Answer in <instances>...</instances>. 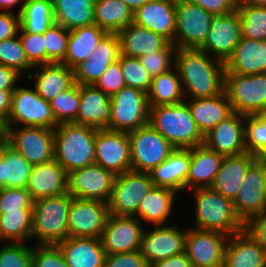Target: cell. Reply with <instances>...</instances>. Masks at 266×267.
I'll return each mask as SVG.
<instances>
[{"label": "cell", "mask_w": 266, "mask_h": 267, "mask_svg": "<svg viewBox=\"0 0 266 267\" xmlns=\"http://www.w3.org/2000/svg\"><path fill=\"white\" fill-rule=\"evenodd\" d=\"M175 66L185 99L212 97L224 92L225 63L206 52L198 48H177Z\"/></svg>", "instance_id": "6da1fadb"}, {"label": "cell", "mask_w": 266, "mask_h": 267, "mask_svg": "<svg viewBox=\"0 0 266 267\" xmlns=\"http://www.w3.org/2000/svg\"><path fill=\"white\" fill-rule=\"evenodd\" d=\"M195 199L194 227L233 235L245 230V223L235 212L233 200L210 187L192 189Z\"/></svg>", "instance_id": "7a4b0ae2"}, {"label": "cell", "mask_w": 266, "mask_h": 267, "mask_svg": "<svg viewBox=\"0 0 266 267\" xmlns=\"http://www.w3.org/2000/svg\"><path fill=\"white\" fill-rule=\"evenodd\" d=\"M98 129L62 123L54 128V159L69 173L95 163Z\"/></svg>", "instance_id": "3957f363"}, {"label": "cell", "mask_w": 266, "mask_h": 267, "mask_svg": "<svg viewBox=\"0 0 266 267\" xmlns=\"http://www.w3.org/2000/svg\"><path fill=\"white\" fill-rule=\"evenodd\" d=\"M149 124L175 148L191 149L204 142L185 101L151 107Z\"/></svg>", "instance_id": "277c9868"}, {"label": "cell", "mask_w": 266, "mask_h": 267, "mask_svg": "<svg viewBox=\"0 0 266 267\" xmlns=\"http://www.w3.org/2000/svg\"><path fill=\"white\" fill-rule=\"evenodd\" d=\"M72 196L67 192L33 201L31 239L36 245H56L69 237L68 214Z\"/></svg>", "instance_id": "5b68a950"}, {"label": "cell", "mask_w": 266, "mask_h": 267, "mask_svg": "<svg viewBox=\"0 0 266 267\" xmlns=\"http://www.w3.org/2000/svg\"><path fill=\"white\" fill-rule=\"evenodd\" d=\"M224 92L235 113L245 116L266 113V73H225Z\"/></svg>", "instance_id": "8992f818"}, {"label": "cell", "mask_w": 266, "mask_h": 267, "mask_svg": "<svg viewBox=\"0 0 266 267\" xmlns=\"http://www.w3.org/2000/svg\"><path fill=\"white\" fill-rule=\"evenodd\" d=\"M109 129L130 132L149 123L147 94L140 89L123 87L110 97Z\"/></svg>", "instance_id": "52a82bcc"}, {"label": "cell", "mask_w": 266, "mask_h": 267, "mask_svg": "<svg viewBox=\"0 0 266 267\" xmlns=\"http://www.w3.org/2000/svg\"><path fill=\"white\" fill-rule=\"evenodd\" d=\"M56 123L49 101L37 94L33 87L17 86L12 92L10 114L3 127H45L54 129Z\"/></svg>", "instance_id": "ba28073f"}, {"label": "cell", "mask_w": 266, "mask_h": 267, "mask_svg": "<svg viewBox=\"0 0 266 267\" xmlns=\"http://www.w3.org/2000/svg\"><path fill=\"white\" fill-rule=\"evenodd\" d=\"M128 134L133 171L149 172L164 162L176 149L149 123Z\"/></svg>", "instance_id": "9c48e42d"}, {"label": "cell", "mask_w": 266, "mask_h": 267, "mask_svg": "<svg viewBox=\"0 0 266 267\" xmlns=\"http://www.w3.org/2000/svg\"><path fill=\"white\" fill-rule=\"evenodd\" d=\"M9 145L32 166L54 159V129L45 127H3Z\"/></svg>", "instance_id": "30bf717a"}, {"label": "cell", "mask_w": 266, "mask_h": 267, "mask_svg": "<svg viewBox=\"0 0 266 267\" xmlns=\"http://www.w3.org/2000/svg\"><path fill=\"white\" fill-rule=\"evenodd\" d=\"M153 186L148 172L130 170L116 175L107 203L109 214L133 216L141 200Z\"/></svg>", "instance_id": "8fae6325"}, {"label": "cell", "mask_w": 266, "mask_h": 267, "mask_svg": "<svg viewBox=\"0 0 266 267\" xmlns=\"http://www.w3.org/2000/svg\"><path fill=\"white\" fill-rule=\"evenodd\" d=\"M215 15L188 0L176 4V48H199L206 40Z\"/></svg>", "instance_id": "7c38bea8"}, {"label": "cell", "mask_w": 266, "mask_h": 267, "mask_svg": "<svg viewBox=\"0 0 266 267\" xmlns=\"http://www.w3.org/2000/svg\"><path fill=\"white\" fill-rule=\"evenodd\" d=\"M228 239L222 232L187 228L184 252L193 267H224Z\"/></svg>", "instance_id": "4fadbf2b"}, {"label": "cell", "mask_w": 266, "mask_h": 267, "mask_svg": "<svg viewBox=\"0 0 266 267\" xmlns=\"http://www.w3.org/2000/svg\"><path fill=\"white\" fill-rule=\"evenodd\" d=\"M116 175L94 163L68 173V193L75 198L108 203Z\"/></svg>", "instance_id": "5bb4252c"}, {"label": "cell", "mask_w": 266, "mask_h": 267, "mask_svg": "<svg viewBox=\"0 0 266 267\" xmlns=\"http://www.w3.org/2000/svg\"><path fill=\"white\" fill-rule=\"evenodd\" d=\"M95 163L115 175L132 170L128 132L98 129L95 138Z\"/></svg>", "instance_id": "9a60e30c"}, {"label": "cell", "mask_w": 266, "mask_h": 267, "mask_svg": "<svg viewBox=\"0 0 266 267\" xmlns=\"http://www.w3.org/2000/svg\"><path fill=\"white\" fill-rule=\"evenodd\" d=\"M265 174L266 157H258L246 171L241 189L233 200L235 212L244 223L266 210Z\"/></svg>", "instance_id": "2e32d148"}, {"label": "cell", "mask_w": 266, "mask_h": 267, "mask_svg": "<svg viewBox=\"0 0 266 267\" xmlns=\"http://www.w3.org/2000/svg\"><path fill=\"white\" fill-rule=\"evenodd\" d=\"M241 37V18L236 9L229 14L217 15L213 18L207 38L198 49L226 63Z\"/></svg>", "instance_id": "e0dca14e"}, {"label": "cell", "mask_w": 266, "mask_h": 267, "mask_svg": "<svg viewBox=\"0 0 266 267\" xmlns=\"http://www.w3.org/2000/svg\"><path fill=\"white\" fill-rule=\"evenodd\" d=\"M109 216L108 204L73 197L69 206V237L100 238Z\"/></svg>", "instance_id": "ac0fdd59"}, {"label": "cell", "mask_w": 266, "mask_h": 267, "mask_svg": "<svg viewBox=\"0 0 266 267\" xmlns=\"http://www.w3.org/2000/svg\"><path fill=\"white\" fill-rule=\"evenodd\" d=\"M187 229L178 225H157L145 228L141 237L140 254L151 266L153 263L184 252Z\"/></svg>", "instance_id": "d6986e66"}, {"label": "cell", "mask_w": 266, "mask_h": 267, "mask_svg": "<svg viewBox=\"0 0 266 267\" xmlns=\"http://www.w3.org/2000/svg\"><path fill=\"white\" fill-rule=\"evenodd\" d=\"M144 229L134 216L109 214L100 237L102 247L106 254L137 251Z\"/></svg>", "instance_id": "ffe728a7"}, {"label": "cell", "mask_w": 266, "mask_h": 267, "mask_svg": "<svg viewBox=\"0 0 266 267\" xmlns=\"http://www.w3.org/2000/svg\"><path fill=\"white\" fill-rule=\"evenodd\" d=\"M120 42L117 33H107L86 61L73 68L77 84L95 85L108 66L119 60Z\"/></svg>", "instance_id": "44dd1931"}, {"label": "cell", "mask_w": 266, "mask_h": 267, "mask_svg": "<svg viewBox=\"0 0 266 267\" xmlns=\"http://www.w3.org/2000/svg\"><path fill=\"white\" fill-rule=\"evenodd\" d=\"M203 144L224 157L247 152L245 115L234 112L204 135Z\"/></svg>", "instance_id": "7402d4cb"}, {"label": "cell", "mask_w": 266, "mask_h": 267, "mask_svg": "<svg viewBox=\"0 0 266 267\" xmlns=\"http://www.w3.org/2000/svg\"><path fill=\"white\" fill-rule=\"evenodd\" d=\"M133 23L174 42L176 4L166 0H151L133 12Z\"/></svg>", "instance_id": "603a6c76"}, {"label": "cell", "mask_w": 266, "mask_h": 267, "mask_svg": "<svg viewBox=\"0 0 266 267\" xmlns=\"http://www.w3.org/2000/svg\"><path fill=\"white\" fill-rule=\"evenodd\" d=\"M33 201L68 192V172L55 160L34 165L26 186Z\"/></svg>", "instance_id": "cb8c5ba5"}, {"label": "cell", "mask_w": 266, "mask_h": 267, "mask_svg": "<svg viewBox=\"0 0 266 267\" xmlns=\"http://www.w3.org/2000/svg\"><path fill=\"white\" fill-rule=\"evenodd\" d=\"M79 92L80 104L74 123L95 129H109L110 96L95 85L79 84Z\"/></svg>", "instance_id": "d4e9b609"}, {"label": "cell", "mask_w": 266, "mask_h": 267, "mask_svg": "<svg viewBox=\"0 0 266 267\" xmlns=\"http://www.w3.org/2000/svg\"><path fill=\"white\" fill-rule=\"evenodd\" d=\"M257 158L258 156L248 152L224 157L210 188L234 200L241 189L246 171Z\"/></svg>", "instance_id": "484cf974"}, {"label": "cell", "mask_w": 266, "mask_h": 267, "mask_svg": "<svg viewBox=\"0 0 266 267\" xmlns=\"http://www.w3.org/2000/svg\"><path fill=\"white\" fill-rule=\"evenodd\" d=\"M185 101L203 136L234 113L225 92L212 97L185 99Z\"/></svg>", "instance_id": "4316f807"}, {"label": "cell", "mask_w": 266, "mask_h": 267, "mask_svg": "<svg viewBox=\"0 0 266 267\" xmlns=\"http://www.w3.org/2000/svg\"><path fill=\"white\" fill-rule=\"evenodd\" d=\"M189 164L190 149L176 148L164 162L151 169L148 174L154 186L179 193L186 191Z\"/></svg>", "instance_id": "83f0119b"}, {"label": "cell", "mask_w": 266, "mask_h": 267, "mask_svg": "<svg viewBox=\"0 0 266 267\" xmlns=\"http://www.w3.org/2000/svg\"><path fill=\"white\" fill-rule=\"evenodd\" d=\"M225 69V73L242 75L266 73V41L241 37Z\"/></svg>", "instance_id": "f1b7e54d"}, {"label": "cell", "mask_w": 266, "mask_h": 267, "mask_svg": "<svg viewBox=\"0 0 266 267\" xmlns=\"http://www.w3.org/2000/svg\"><path fill=\"white\" fill-rule=\"evenodd\" d=\"M56 246L69 267H104L106 252L100 238L67 237Z\"/></svg>", "instance_id": "f546056e"}, {"label": "cell", "mask_w": 266, "mask_h": 267, "mask_svg": "<svg viewBox=\"0 0 266 267\" xmlns=\"http://www.w3.org/2000/svg\"><path fill=\"white\" fill-rule=\"evenodd\" d=\"M224 267H266V251L246 231L229 236Z\"/></svg>", "instance_id": "4dcf8cb0"}, {"label": "cell", "mask_w": 266, "mask_h": 267, "mask_svg": "<svg viewBox=\"0 0 266 267\" xmlns=\"http://www.w3.org/2000/svg\"><path fill=\"white\" fill-rule=\"evenodd\" d=\"M37 72H29L28 80L35 78L34 88L46 101H51L59 93L70 88L74 83L73 69L63 63H49L34 66Z\"/></svg>", "instance_id": "1f68e13d"}, {"label": "cell", "mask_w": 266, "mask_h": 267, "mask_svg": "<svg viewBox=\"0 0 266 267\" xmlns=\"http://www.w3.org/2000/svg\"><path fill=\"white\" fill-rule=\"evenodd\" d=\"M121 55L140 58L164 49L170 42L162 35L131 23L118 33Z\"/></svg>", "instance_id": "d6a6232c"}, {"label": "cell", "mask_w": 266, "mask_h": 267, "mask_svg": "<svg viewBox=\"0 0 266 267\" xmlns=\"http://www.w3.org/2000/svg\"><path fill=\"white\" fill-rule=\"evenodd\" d=\"M223 158V155L209 149L204 144L191 148L186 189L210 187L220 169Z\"/></svg>", "instance_id": "836d02e7"}, {"label": "cell", "mask_w": 266, "mask_h": 267, "mask_svg": "<svg viewBox=\"0 0 266 267\" xmlns=\"http://www.w3.org/2000/svg\"><path fill=\"white\" fill-rule=\"evenodd\" d=\"M177 195L174 190L153 186L141 200L133 216L153 226L168 225V217L172 215Z\"/></svg>", "instance_id": "e575fe53"}, {"label": "cell", "mask_w": 266, "mask_h": 267, "mask_svg": "<svg viewBox=\"0 0 266 267\" xmlns=\"http://www.w3.org/2000/svg\"><path fill=\"white\" fill-rule=\"evenodd\" d=\"M106 34L95 23L70 30L67 53L62 63L73 69L80 62L86 61Z\"/></svg>", "instance_id": "d590c367"}, {"label": "cell", "mask_w": 266, "mask_h": 267, "mask_svg": "<svg viewBox=\"0 0 266 267\" xmlns=\"http://www.w3.org/2000/svg\"><path fill=\"white\" fill-rule=\"evenodd\" d=\"M152 78L147 93L149 107L175 105L185 101L179 71L176 66Z\"/></svg>", "instance_id": "8d00e7d4"}, {"label": "cell", "mask_w": 266, "mask_h": 267, "mask_svg": "<svg viewBox=\"0 0 266 267\" xmlns=\"http://www.w3.org/2000/svg\"><path fill=\"white\" fill-rule=\"evenodd\" d=\"M55 23L72 30L94 24V0H52Z\"/></svg>", "instance_id": "74e56055"}, {"label": "cell", "mask_w": 266, "mask_h": 267, "mask_svg": "<svg viewBox=\"0 0 266 267\" xmlns=\"http://www.w3.org/2000/svg\"><path fill=\"white\" fill-rule=\"evenodd\" d=\"M94 23L107 33H118L133 23V11L123 0H94Z\"/></svg>", "instance_id": "f35d334b"}, {"label": "cell", "mask_w": 266, "mask_h": 267, "mask_svg": "<svg viewBox=\"0 0 266 267\" xmlns=\"http://www.w3.org/2000/svg\"><path fill=\"white\" fill-rule=\"evenodd\" d=\"M32 165L9 144L0 159V189L26 188Z\"/></svg>", "instance_id": "ab89813d"}, {"label": "cell", "mask_w": 266, "mask_h": 267, "mask_svg": "<svg viewBox=\"0 0 266 267\" xmlns=\"http://www.w3.org/2000/svg\"><path fill=\"white\" fill-rule=\"evenodd\" d=\"M55 23L52 0L25 2L20 13V28L24 32L43 34Z\"/></svg>", "instance_id": "60d3db41"}, {"label": "cell", "mask_w": 266, "mask_h": 267, "mask_svg": "<svg viewBox=\"0 0 266 267\" xmlns=\"http://www.w3.org/2000/svg\"><path fill=\"white\" fill-rule=\"evenodd\" d=\"M31 233L32 209L6 211L0 214V241L25 243L31 238Z\"/></svg>", "instance_id": "b9f144b4"}, {"label": "cell", "mask_w": 266, "mask_h": 267, "mask_svg": "<svg viewBox=\"0 0 266 267\" xmlns=\"http://www.w3.org/2000/svg\"><path fill=\"white\" fill-rule=\"evenodd\" d=\"M241 18L242 37L266 41V6L237 4Z\"/></svg>", "instance_id": "7bdbcfd3"}, {"label": "cell", "mask_w": 266, "mask_h": 267, "mask_svg": "<svg viewBox=\"0 0 266 267\" xmlns=\"http://www.w3.org/2000/svg\"><path fill=\"white\" fill-rule=\"evenodd\" d=\"M49 103L57 124L74 123L77 119L80 104L79 84L75 82L70 88L59 93Z\"/></svg>", "instance_id": "ee69618b"}, {"label": "cell", "mask_w": 266, "mask_h": 267, "mask_svg": "<svg viewBox=\"0 0 266 267\" xmlns=\"http://www.w3.org/2000/svg\"><path fill=\"white\" fill-rule=\"evenodd\" d=\"M246 151L266 157V113L245 116Z\"/></svg>", "instance_id": "f6af8a7d"}, {"label": "cell", "mask_w": 266, "mask_h": 267, "mask_svg": "<svg viewBox=\"0 0 266 267\" xmlns=\"http://www.w3.org/2000/svg\"><path fill=\"white\" fill-rule=\"evenodd\" d=\"M69 35L70 30L57 23L43 33L46 64L62 63L65 60Z\"/></svg>", "instance_id": "bcb514c9"}, {"label": "cell", "mask_w": 266, "mask_h": 267, "mask_svg": "<svg viewBox=\"0 0 266 267\" xmlns=\"http://www.w3.org/2000/svg\"><path fill=\"white\" fill-rule=\"evenodd\" d=\"M0 64L16 70L22 76L34 68L26 57L18 34L0 41Z\"/></svg>", "instance_id": "7dc6e473"}, {"label": "cell", "mask_w": 266, "mask_h": 267, "mask_svg": "<svg viewBox=\"0 0 266 267\" xmlns=\"http://www.w3.org/2000/svg\"><path fill=\"white\" fill-rule=\"evenodd\" d=\"M120 65L125 85L140 89L147 94L151 86L152 77L142 66L139 58L120 54Z\"/></svg>", "instance_id": "c3c4849f"}, {"label": "cell", "mask_w": 266, "mask_h": 267, "mask_svg": "<svg viewBox=\"0 0 266 267\" xmlns=\"http://www.w3.org/2000/svg\"><path fill=\"white\" fill-rule=\"evenodd\" d=\"M176 47L173 43H169L164 49L153 54L143 55L139 58L142 66L153 78L164 73L175 66Z\"/></svg>", "instance_id": "681fc988"}, {"label": "cell", "mask_w": 266, "mask_h": 267, "mask_svg": "<svg viewBox=\"0 0 266 267\" xmlns=\"http://www.w3.org/2000/svg\"><path fill=\"white\" fill-rule=\"evenodd\" d=\"M0 267H32V248L24 243L5 242L0 247Z\"/></svg>", "instance_id": "f907efd6"}, {"label": "cell", "mask_w": 266, "mask_h": 267, "mask_svg": "<svg viewBox=\"0 0 266 267\" xmlns=\"http://www.w3.org/2000/svg\"><path fill=\"white\" fill-rule=\"evenodd\" d=\"M33 199L26 188L0 189V214L6 211H20L32 209Z\"/></svg>", "instance_id": "816d5d0a"}, {"label": "cell", "mask_w": 266, "mask_h": 267, "mask_svg": "<svg viewBox=\"0 0 266 267\" xmlns=\"http://www.w3.org/2000/svg\"><path fill=\"white\" fill-rule=\"evenodd\" d=\"M18 36L28 61L33 66L46 64V50L43 34L24 32L19 28Z\"/></svg>", "instance_id": "f5cc1de1"}, {"label": "cell", "mask_w": 266, "mask_h": 267, "mask_svg": "<svg viewBox=\"0 0 266 267\" xmlns=\"http://www.w3.org/2000/svg\"><path fill=\"white\" fill-rule=\"evenodd\" d=\"M32 267H69L56 245L32 247Z\"/></svg>", "instance_id": "db71d44e"}, {"label": "cell", "mask_w": 266, "mask_h": 267, "mask_svg": "<svg viewBox=\"0 0 266 267\" xmlns=\"http://www.w3.org/2000/svg\"><path fill=\"white\" fill-rule=\"evenodd\" d=\"M95 86L110 97L126 86L121 70L120 57L119 60L108 66Z\"/></svg>", "instance_id": "11a10c76"}, {"label": "cell", "mask_w": 266, "mask_h": 267, "mask_svg": "<svg viewBox=\"0 0 266 267\" xmlns=\"http://www.w3.org/2000/svg\"><path fill=\"white\" fill-rule=\"evenodd\" d=\"M104 267H150L139 250L124 253L106 254Z\"/></svg>", "instance_id": "9f6ffc18"}, {"label": "cell", "mask_w": 266, "mask_h": 267, "mask_svg": "<svg viewBox=\"0 0 266 267\" xmlns=\"http://www.w3.org/2000/svg\"><path fill=\"white\" fill-rule=\"evenodd\" d=\"M197 4L207 12L217 15H226L237 8L238 0H188Z\"/></svg>", "instance_id": "6f0895ef"}, {"label": "cell", "mask_w": 266, "mask_h": 267, "mask_svg": "<svg viewBox=\"0 0 266 267\" xmlns=\"http://www.w3.org/2000/svg\"><path fill=\"white\" fill-rule=\"evenodd\" d=\"M245 230L263 247L266 251V210L245 223Z\"/></svg>", "instance_id": "680465c9"}, {"label": "cell", "mask_w": 266, "mask_h": 267, "mask_svg": "<svg viewBox=\"0 0 266 267\" xmlns=\"http://www.w3.org/2000/svg\"><path fill=\"white\" fill-rule=\"evenodd\" d=\"M20 15L12 12L0 11V41L12 38L18 34Z\"/></svg>", "instance_id": "91938a15"}, {"label": "cell", "mask_w": 266, "mask_h": 267, "mask_svg": "<svg viewBox=\"0 0 266 267\" xmlns=\"http://www.w3.org/2000/svg\"><path fill=\"white\" fill-rule=\"evenodd\" d=\"M21 76L16 70L0 64V89L15 90V85Z\"/></svg>", "instance_id": "94428289"}, {"label": "cell", "mask_w": 266, "mask_h": 267, "mask_svg": "<svg viewBox=\"0 0 266 267\" xmlns=\"http://www.w3.org/2000/svg\"><path fill=\"white\" fill-rule=\"evenodd\" d=\"M150 267H193V266L191 261L185 254V252H182L178 255L170 256L167 259L155 262Z\"/></svg>", "instance_id": "6125c7cd"}, {"label": "cell", "mask_w": 266, "mask_h": 267, "mask_svg": "<svg viewBox=\"0 0 266 267\" xmlns=\"http://www.w3.org/2000/svg\"><path fill=\"white\" fill-rule=\"evenodd\" d=\"M14 90L0 89V123L4 125L10 114L12 92Z\"/></svg>", "instance_id": "be15d7a7"}, {"label": "cell", "mask_w": 266, "mask_h": 267, "mask_svg": "<svg viewBox=\"0 0 266 267\" xmlns=\"http://www.w3.org/2000/svg\"><path fill=\"white\" fill-rule=\"evenodd\" d=\"M17 5L21 6L19 11L17 12V14L20 15L24 5L23 0H0V9H1L0 11L14 13V7H16Z\"/></svg>", "instance_id": "e7e4bbea"}, {"label": "cell", "mask_w": 266, "mask_h": 267, "mask_svg": "<svg viewBox=\"0 0 266 267\" xmlns=\"http://www.w3.org/2000/svg\"><path fill=\"white\" fill-rule=\"evenodd\" d=\"M128 7L135 12L138 8L151 0H123Z\"/></svg>", "instance_id": "03108f58"}, {"label": "cell", "mask_w": 266, "mask_h": 267, "mask_svg": "<svg viewBox=\"0 0 266 267\" xmlns=\"http://www.w3.org/2000/svg\"><path fill=\"white\" fill-rule=\"evenodd\" d=\"M237 4H247L253 6H266V0H238Z\"/></svg>", "instance_id": "003e7915"}, {"label": "cell", "mask_w": 266, "mask_h": 267, "mask_svg": "<svg viewBox=\"0 0 266 267\" xmlns=\"http://www.w3.org/2000/svg\"><path fill=\"white\" fill-rule=\"evenodd\" d=\"M9 144L8 138L5 133H3L0 136V159L3 156L4 150L6 149V146Z\"/></svg>", "instance_id": "a7ac6f4b"}, {"label": "cell", "mask_w": 266, "mask_h": 267, "mask_svg": "<svg viewBox=\"0 0 266 267\" xmlns=\"http://www.w3.org/2000/svg\"><path fill=\"white\" fill-rule=\"evenodd\" d=\"M166 1H169V2H172V3H175V4H178V3L184 2L186 0H166Z\"/></svg>", "instance_id": "89a4df30"}, {"label": "cell", "mask_w": 266, "mask_h": 267, "mask_svg": "<svg viewBox=\"0 0 266 267\" xmlns=\"http://www.w3.org/2000/svg\"><path fill=\"white\" fill-rule=\"evenodd\" d=\"M263 191H264V194H265V197H266V174H265V177H264Z\"/></svg>", "instance_id": "2644e50d"}, {"label": "cell", "mask_w": 266, "mask_h": 267, "mask_svg": "<svg viewBox=\"0 0 266 267\" xmlns=\"http://www.w3.org/2000/svg\"><path fill=\"white\" fill-rule=\"evenodd\" d=\"M4 133L3 125L0 123V136Z\"/></svg>", "instance_id": "8c879c8a"}]
</instances>
